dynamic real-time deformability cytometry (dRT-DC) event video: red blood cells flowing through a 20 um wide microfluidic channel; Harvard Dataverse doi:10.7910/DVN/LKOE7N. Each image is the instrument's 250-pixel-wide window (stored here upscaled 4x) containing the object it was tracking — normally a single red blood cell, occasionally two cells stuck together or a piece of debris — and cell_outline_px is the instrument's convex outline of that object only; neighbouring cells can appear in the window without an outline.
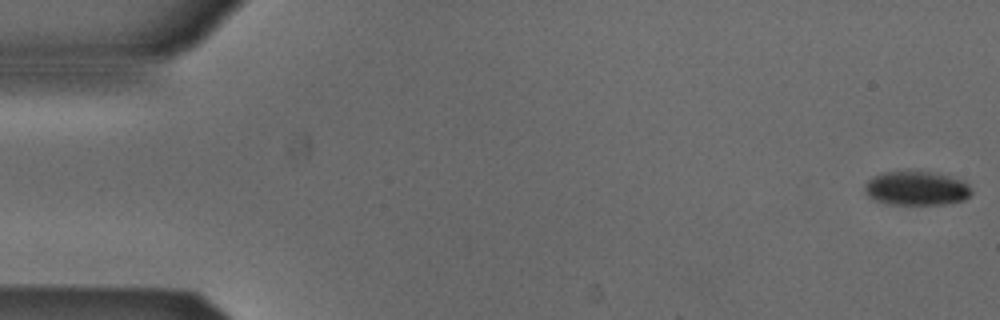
{"species": "Egyptian fruit bat (a non-hibernating species)", "species_latin": "Rousettus aegyptiacus", "temperature_condition": "cold", "stored_images_in_passage": 52, "camera_frame_rate_fps": 3000, "um_per_image_px": 0.085, "animal": {"sex": "male"}, "frame": {"image": 1, "passage_image": 1, "time_ms": 0.0, "image_size_px": [1000, 320], "cell_outline_px": [[972, 192], [964, 200], [944, 204], [884, 204], [872, 200], [864, 192], [864, 184], [872, 176], [884, 172], [908, 168], [932, 172], [964, 180], [968, 184]], "centroid_in_image_um": [77.83, 15.97], "position_along_channel_um": 7.2, "area_um2": 21.96}}
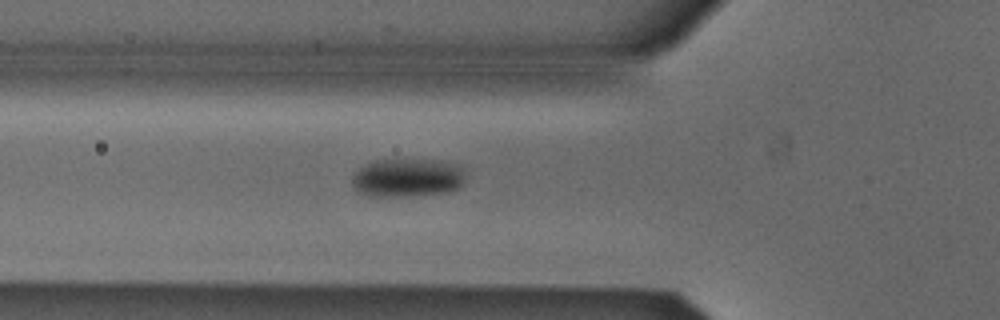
{"frame": {"image": 2, "passage_image": 19, "time_ms": 6.0, "image_size_px": [1000, 320], "cell_outline_px": [[464, 184], [460, 188], [448, 192], [416, 196], [368, 196], [356, 192], [352, 188], [352, 176], [360, 168], [376, 160], [440, 160], [452, 164], [460, 168], [464, 172]], "centroid_in_image_um": [34.62, 15.14], "position_along_channel_um": 91.2, "area_um2": 25.55}}
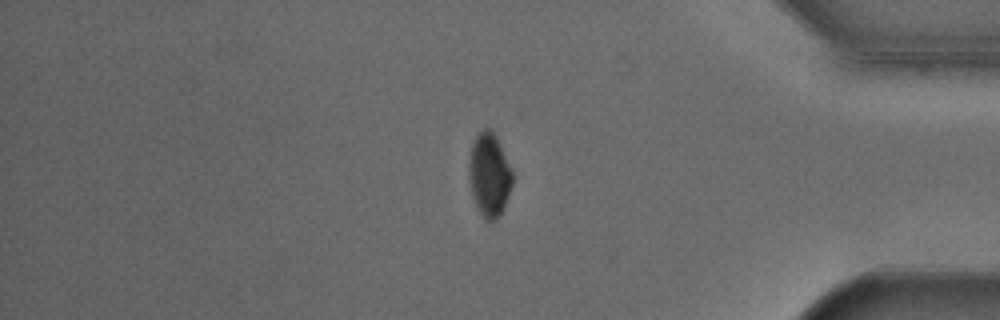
{"frame": {"image": 3, "passage_image": 45, "time_ms": 14.667, "image_size_px": [1000, 320], "cell_outline_px": [[512, 184], [504, 208], [500, 216], [496, 220], [484, 220], [476, 208], [472, 196], [468, 180], [468, 160], [472, 144], [476, 136], [484, 128], [492, 128], [512, 168]], "centroid_in_image_um": [41.57, 14.88], "position_along_channel_um": 393.6, "area_um2": 21.62}}